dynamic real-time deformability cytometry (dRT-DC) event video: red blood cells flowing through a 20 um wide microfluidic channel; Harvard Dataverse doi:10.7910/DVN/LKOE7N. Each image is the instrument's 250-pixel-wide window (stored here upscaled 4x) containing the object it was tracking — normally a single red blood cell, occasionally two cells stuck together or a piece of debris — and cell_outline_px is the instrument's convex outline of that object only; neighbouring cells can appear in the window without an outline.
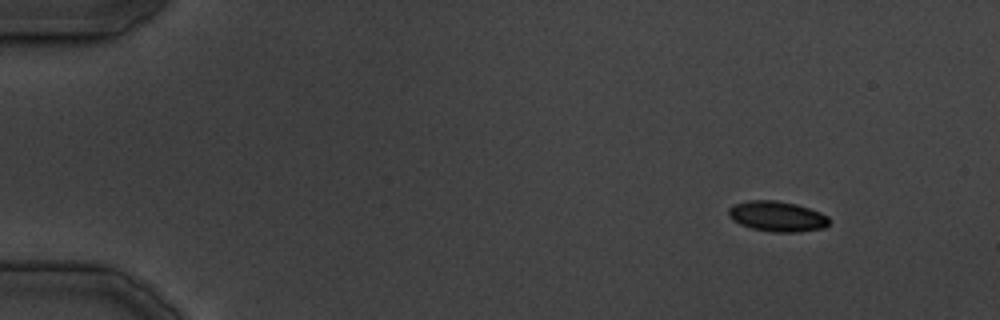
{"species": "common noctule bat (a hibernating species)", "species_latin": "Nyctalus noctula", "temperature_condition": "cold", "stored_images_in_passage": 38, "camera_frame_rate_fps": 3000, "um_per_image_px": 0.085, "animal": {"sex": "male", "body_mass_g": 19.5, "forearm_length_mm": 54.6}, "frame": {"image": 1, "passage_image": 4, "time_ms": 4.333, "image_size_px": [1000, 320], "cell_outline_px": [[828, 224], [824, 228], [800, 232], [772, 232], [752, 228], [740, 224], [732, 220], [728, 216], [728, 208], [736, 204], [752, 200], [776, 200], [796, 204], [820, 212], [828, 216]], "centroid_in_image_um": [66.06, 18.4], "position_along_channel_um": 18.9, "area_um2": 17.74}}
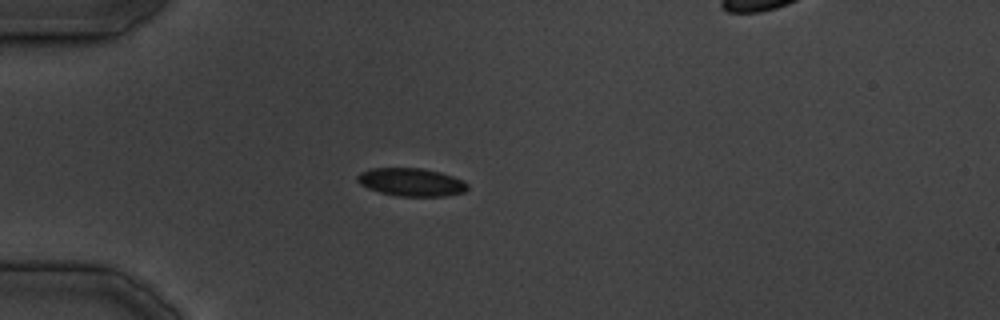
{"frame": {"image": 2, "passage_image": 11, "time_ms": 12.667, "image_size_px": [1000, 320], "cell_outline_px": [[468, 188], [464, 192], [444, 196], [396, 196], [380, 192], [368, 188], [360, 184], [356, 180], [356, 176], [360, 172], [372, 168], [424, 168], [440, 172], [464, 180], [468, 184]], "centroid_in_image_um": [34.95, 15.48], "position_along_channel_um": 50.0, "area_um2": 18.09}}
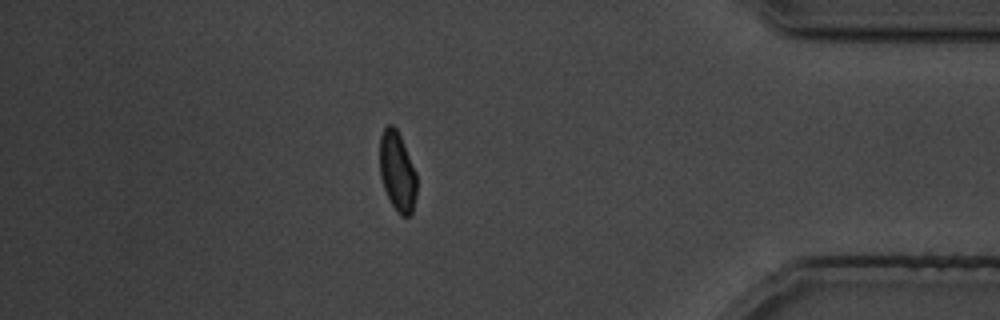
{"frame": {"image": 3, "passage_image": 33, "time_ms": 40.0, "image_size_px": [1000, 320], "cell_outline_px": [[416, 196], [412, 212], [408, 216], [400, 216], [396, 212], [384, 188], [380, 176], [380, 136], [384, 128], [388, 124], [392, 124], [396, 128], [400, 136], [416, 172]], "centroid_in_image_um": [33.77, 14.59], "position_along_channel_um": 401.4, "area_um2": 17.05}}